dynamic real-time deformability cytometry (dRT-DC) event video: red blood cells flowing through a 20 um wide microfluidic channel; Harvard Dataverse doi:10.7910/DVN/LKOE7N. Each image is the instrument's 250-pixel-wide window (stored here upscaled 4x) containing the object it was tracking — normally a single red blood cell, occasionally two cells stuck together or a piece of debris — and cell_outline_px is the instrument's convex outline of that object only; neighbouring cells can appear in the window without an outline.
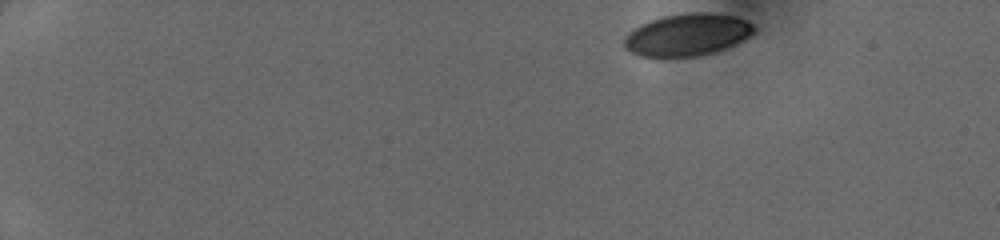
{"species": "human", "species_latin": "Homo sapiens", "temperature_condition": "cold", "stored_images_in_passage": 43, "camera_frame_rate_fps": 3000, "um_per_image_px": 0.085, "donor": {"sex": "female"}, "frame": {"image": 1, "passage_image": 1, "time_ms": 0.0, "image_size_px": [1000, 240], "cell_outline_px": [[756, 32], [736, 44], [712, 52], [696, 56], [640, 56], [624, 48], [624, 40], [628, 32], [640, 24], [664, 16], [688, 12], [708, 12], [732, 16], [744, 20], [752, 24], [756, 28]], "centroid_in_image_um": [58.42, 2.94], "position_along_channel_um": 26.6, "area_um2": 31.62}}
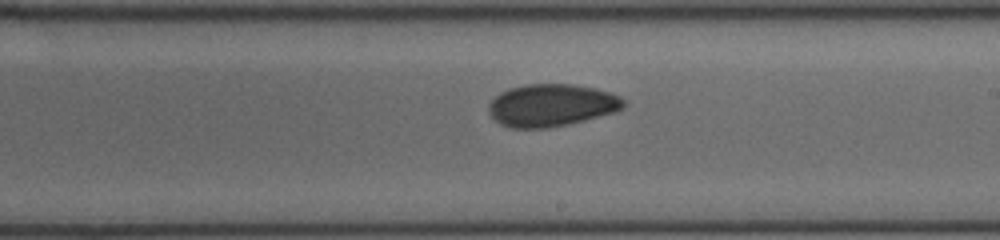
{"frame": {"image": 2, "passage_image": 25, "time_ms": 8.0, "image_size_px": [1000, 240], "cell_outline_px": [[624, 108], [616, 112], [568, 124], [548, 128], [512, 128], [500, 124], [488, 112], [488, 104], [500, 92], [508, 88], [524, 84], [572, 84], [596, 88], [612, 92], [620, 96], [624, 100]], "centroid_in_image_um": [46.88, 8.94], "position_along_channel_um": 242.1, "area_um2": 33.58}}
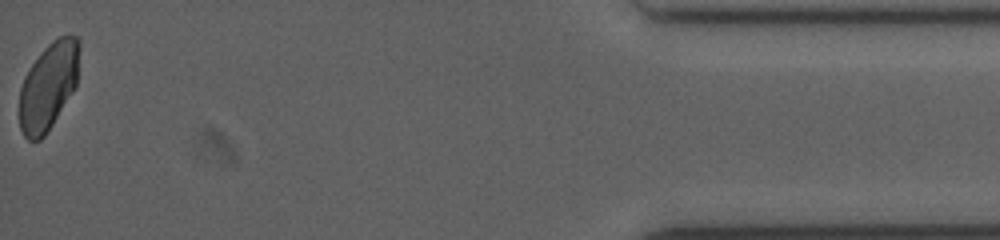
{"frame": {"image": 3, "passage_image": 43, "time_ms": 14.0, "image_size_px": [1000, 240], "cell_outline_px": [[80, 48], [76, 84], [72, 92], [52, 124], [44, 136], [40, 140], [28, 140], [24, 136], [20, 128], [20, 88], [24, 76], [40, 52], [52, 40], [60, 36], [76, 36], [80, 40]], "centroid_in_image_um": [4.11, 7.3], "position_along_channel_um": 431.1, "area_um2": 30.29}}